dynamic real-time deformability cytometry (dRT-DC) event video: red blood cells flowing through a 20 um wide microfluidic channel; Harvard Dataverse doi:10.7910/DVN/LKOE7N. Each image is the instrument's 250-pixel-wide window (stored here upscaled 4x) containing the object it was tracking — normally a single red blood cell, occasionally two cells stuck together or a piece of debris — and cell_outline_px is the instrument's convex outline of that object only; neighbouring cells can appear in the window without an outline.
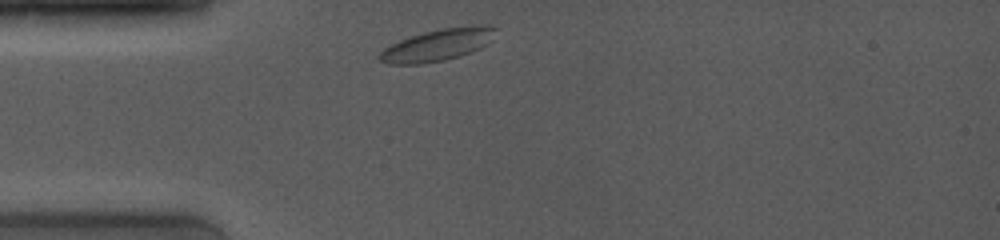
{"species": "common noctule bat (a hibernating species)", "species_latin": "Nyctalus noctula", "temperature_condition": "room temperature", "stored_images_in_passage": 26, "camera_frame_rate_fps": 4000, "um_per_image_px": 0.085, "animal": {"sex": "female", "body_mass_g": 19.0, "forearm_length_mm": 53.3}, "frame": {"image": 1, "passage_image": 1, "time_ms": 0.0, "image_size_px": [1000, 240], "cell_outline_px": [[500, 28], [492, 40], [488, 44], [480, 48], [460, 56], [444, 60], [420, 64], [388, 64], [376, 60], [376, 56], [384, 48], [400, 40], [424, 32], [444, 28], [492, 24]], "centroid_in_image_um": [37.24, 3.82], "position_along_channel_um": 47.8, "area_um2": 21.79}}
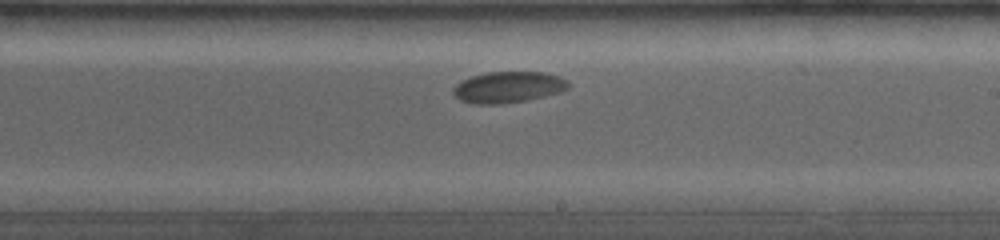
{"frame": {"image": 2, "passage_image": 16, "time_ms": 5.75, "image_size_px": [1000, 240], "cell_outline_px": [[568, 88], [560, 92], [528, 100], [500, 104], [472, 104], [460, 100], [452, 92], [452, 88], [456, 84], [472, 76], [488, 72], [544, 72], [560, 76], [568, 80]], "centroid_in_image_um": [43.2, 7.41], "position_along_channel_um": 245.8, "area_um2": 20.98}}
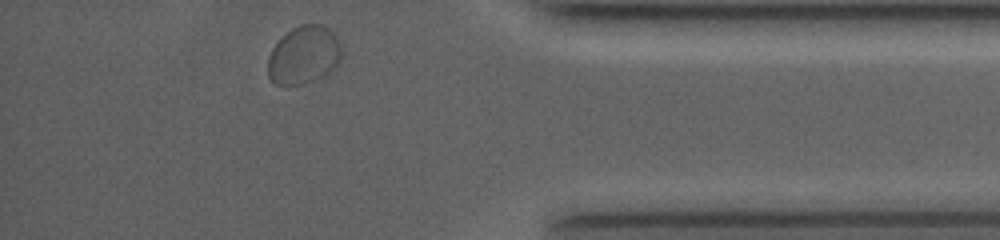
{"frame": {"image": 3, "passage_image": 26, "time_ms": 10.5, "image_size_px": [1000, 240], "cell_outline_px": [[340, 60], [328, 76], [300, 84], [276, 84], [268, 76], [268, 56], [272, 48], [292, 28], [300, 24], [320, 24], [328, 28], [336, 36], [340, 44]], "centroid_in_image_um": [25.84, 4.68], "position_along_channel_um": 409.4, "area_um2": 24.8}, "authors_computed_cell_mechanics": {"area_um2": 20.7502, "velocity_mm_per_s": 3.7125, "shape_relaxation_time_tau1_ms": 8.7593, "shape_relaxation_time_tau2_ms": null, "deformation_change_tau1": 0.0931, "deformation_change_tau2": null}}